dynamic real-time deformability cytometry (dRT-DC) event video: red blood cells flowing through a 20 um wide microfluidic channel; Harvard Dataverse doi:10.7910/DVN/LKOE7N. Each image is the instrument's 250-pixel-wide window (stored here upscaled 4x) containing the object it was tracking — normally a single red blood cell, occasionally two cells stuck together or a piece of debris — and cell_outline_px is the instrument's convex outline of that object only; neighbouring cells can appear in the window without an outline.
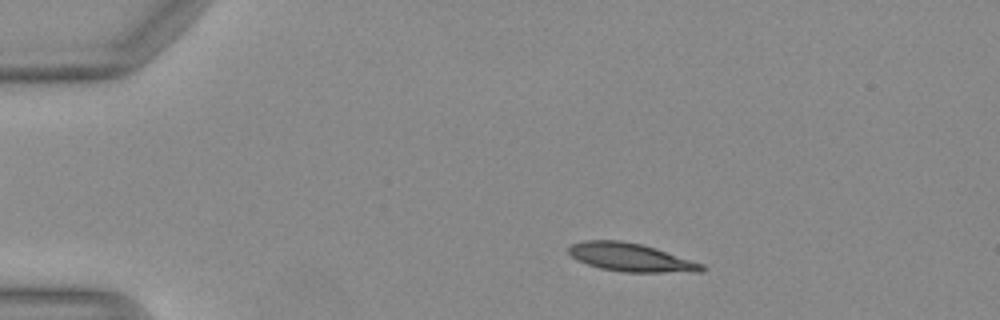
{"species": "Egyptian fruit bat (a non-hibernating species)", "species_latin": "Rousettus aegyptiacus", "temperature_condition": "warm", "stored_images_in_passage": 48, "camera_frame_rate_fps": 3000, "um_per_image_px": 0.085, "animal": {"sex": "female"}, "frame": {"image": 1, "passage_image": 8, "time_ms": 2.333, "image_size_px": [1000, 320], "cell_outline_px": [[708, 268], [700, 272], [624, 272], [600, 268], [576, 260], [568, 252], [568, 248], [572, 244], [584, 240], [620, 240], [640, 244], [656, 248], [704, 264]], "centroid_in_image_um": [53.63, 21.88], "position_along_channel_um": 31.4, "area_um2": 21.96}}
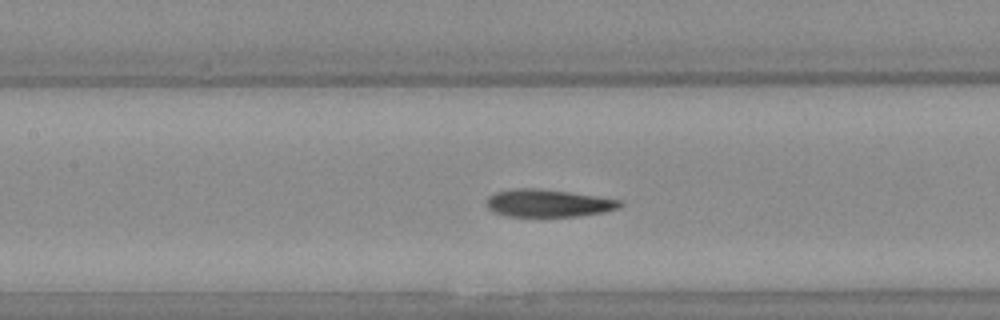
{"frame": {"image": 2, "passage_image": 22, "time_ms": 7.0, "image_size_px": [1000, 320], "cell_outline_px": [[624, 204], [620, 208], [604, 212], [576, 216], [508, 216], [492, 212], [488, 208], [488, 196], [496, 192], [516, 188], [536, 188], [568, 192], [624, 200]], "centroid_in_image_um": [46.64, 17.27], "position_along_channel_um": 160.8, "area_um2": 21.39}}
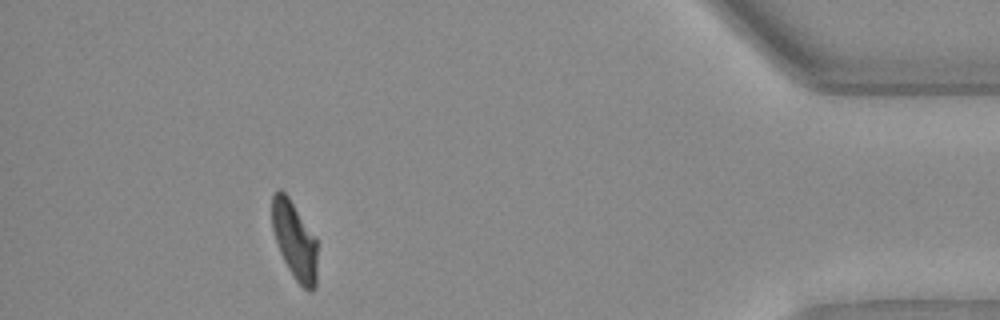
{"frame": {"image": 3, "passage_image": 44, "time_ms": 14.333, "image_size_px": [1000, 320], "cell_outline_px": [[316, 288], [312, 292], [308, 292], [296, 280], [288, 268], [280, 252], [272, 228], [272, 196], [280, 188], [288, 196], [316, 236]], "centroid_in_image_um": [25.05, 20.44], "position_along_channel_um": 410.1, "area_um2": 20.46}, "authors_computed_cell_mechanics": {"area_um2": 21.9062, "velocity_mm_per_s": 4.1046, "shape_relaxation_time_tau1_ms": 5.865, "shape_relaxation_time_tau2_ms": 1.7088, "deformation_change_tau1": 0.2304, "deformation_change_tau2": 0.0844}}